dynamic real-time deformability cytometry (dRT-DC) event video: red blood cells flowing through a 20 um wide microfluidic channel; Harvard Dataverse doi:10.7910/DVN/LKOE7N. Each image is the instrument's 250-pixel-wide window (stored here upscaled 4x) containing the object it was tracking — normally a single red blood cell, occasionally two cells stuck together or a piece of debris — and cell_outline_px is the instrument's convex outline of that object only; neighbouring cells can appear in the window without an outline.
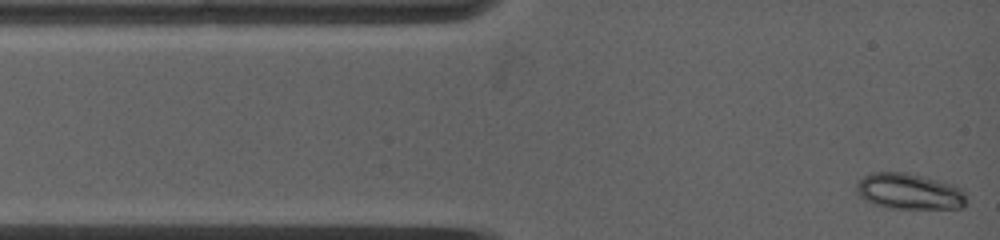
{"species": "common noctule bat (a hibernating species)", "species_latin": "Nyctalus noctula", "temperature_condition": "warm", "stored_images_in_passage": 19, "camera_frame_rate_fps": 5000, "um_per_image_px": 0.085, "animal": {"sex": "female", "body_mass_g": 19.0, "forearm_length_mm": 53.3}, "frame": {"image": 1, "passage_image": 1, "time_ms": 0.0, "image_size_px": [1000, 240], "cell_outline_px": [[964, 208], [888, 208], [876, 204], [860, 196], [856, 188], [856, 184], [864, 176], [872, 172], [904, 172], [956, 184], [964, 188]], "centroid_in_image_um": [77.32, 16.26], "position_along_channel_um": 7.7, "area_um2": 22.89}}
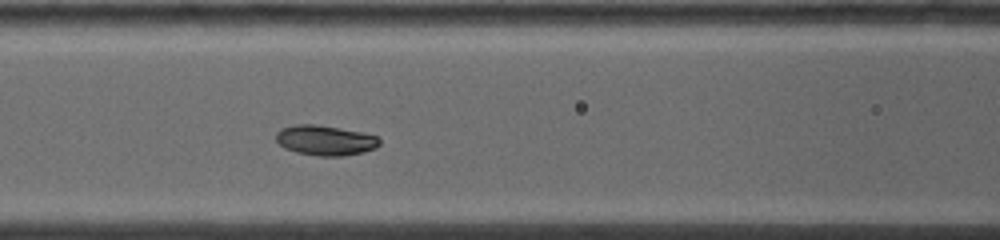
{"frame": {"image": 2, "passage_image": 12, "time_ms": 4.6, "image_size_px": [1000, 240], "cell_outline_px": [[380, 144], [376, 148], [364, 152], [344, 156], [320, 156], [296, 152], [284, 148], [276, 140], [276, 132], [280, 128], [292, 124], [316, 124], [340, 128], [360, 132], [376, 136], [380, 140]], "centroid_in_image_um": [27.62, 11.92], "position_along_channel_um": 139.0, "area_um2": 18.26}}
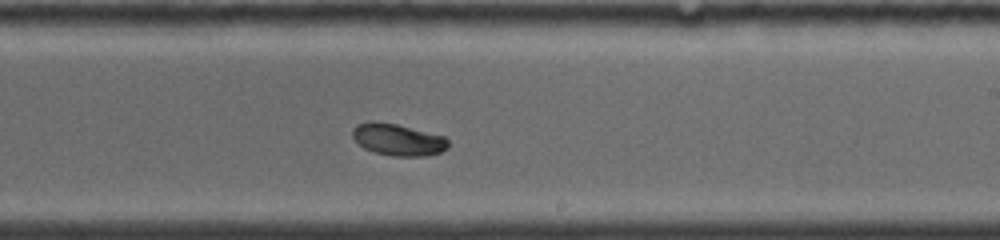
{"frame": {"image": 3, "passage_image": 19, "time_ms": 7.6, "image_size_px": [1000, 240], "cell_outline_px": [[448, 148], [440, 152], [424, 156], [392, 156], [376, 152], [364, 148], [352, 136], [352, 128], [356, 124], [396, 124], [444, 136], [448, 140]], "centroid_in_image_um": [33.87, 11.91], "position_along_channel_um": 255.1, "area_um2": 17.11}}